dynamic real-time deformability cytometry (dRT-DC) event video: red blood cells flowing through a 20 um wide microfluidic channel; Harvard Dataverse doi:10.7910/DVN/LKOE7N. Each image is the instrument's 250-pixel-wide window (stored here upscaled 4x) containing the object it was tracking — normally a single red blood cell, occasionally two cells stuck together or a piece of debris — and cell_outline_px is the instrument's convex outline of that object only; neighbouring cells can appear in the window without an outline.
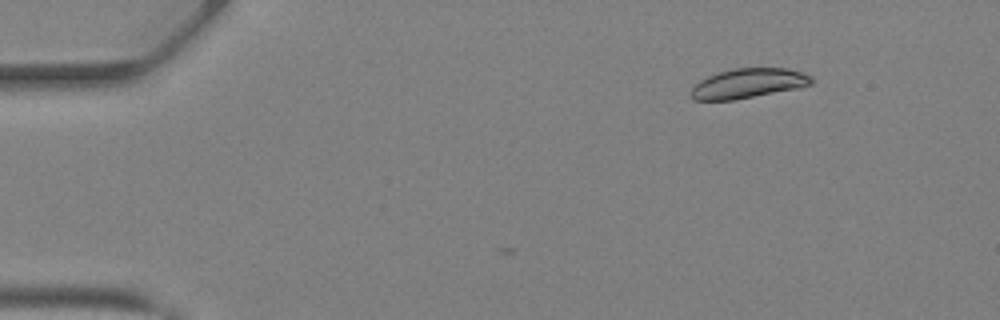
{"species": "Egyptian fruit bat (a non-hibernating species)", "species_latin": "Rousettus aegyptiacus", "temperature_condition": "warm", "stored_images_in_passage": 3, "camera_frame_rate_fps": 3000, "um_per_image_px": 0.085, "animal": {"sex": "female"}, "frame": {"image": 1, "passage_image": 1, "time_ms": 0.0, "image_size_px": [1000, 320], "cell_outline_px": [[812, 84], [800, 88], [732, 100], [692, 100], [688, 96], [688, 92], [700, 80], [708, 76], [720, 72], [736, 68], [788, 68], [804, 72], [812, 76]], "centroid_in_image_um": [63.6, 7.09], "position_along_channel_um": 21.4, "area_um2": 20.98}}